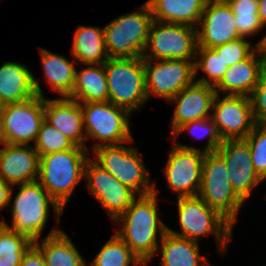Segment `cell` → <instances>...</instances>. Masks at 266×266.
Here are the masks:
<instances>
[{"label":"cell","instance_id":"cell-44","mask_svg":"<svg viewBox=\"0 0 266 266\" xmlns=\"http://www.w3.org/2000/svg\"><path fill=\"white\" fill-rule=\"evenodd\" d=\"M2 107H3V105H2L1 102H0V111H2Z\"/></svg>","mask_w":266,"mask_h":266},{"label":"cell","instance_id":"cell-11","mask_svg":"<svg viewBox=\"0 0 266 266\" xmlns=\"http://www.w3.org/2000/svg\"><path fill=\"white\" fill-rule=\"evenodd\" d=\"M194 63L193 61L168 59L152 65L151 59H144L147 96L150 97L153 93L170 100L194 82Z\"/></svg>","mask_w":266,"mask_h":266},{"label":"cell","instance_id":"cell-14","mask_svg":"<svg viewBox=\"0 0 266 266\" xmlns=\"http://www.w3.org/2000/svg\"><path fill=\"white\" fill-rule=\"evenodd\" d=\"M218 96L214 97L212 108L215 112L211 117L222 140L245 139L257 123L249 96L228 94L222 100Z\"/></svg>","mask_w":266,"mask_h":266},{"label":"cell","instance_id":"cell-3","mask_svg":"<svg viewBox=\"0 0 266 266\" xmlns=\"http://www.w3.org/2000/svg\"><path fill=\"white\" fill-rule=\"evenodd\" d=\"M104 69L111 104L131 113L148 100L143 57L108 58Z\"/></svg>","mask_w":266,"mask_h":266},{"label":"cell","instance_id":"cell-38","mask_svg":"<svg viewBox=\"0 0 266 266\" xmlns=\"http://www.w3.org/2000/svg\"><path fill=\"white\" fill-rule=\"evenodd\" d=\"M19 266H46L41 251L32 244L24 253Z\"/></svg>","mask_w":266,"mask_h":266},{"label":"cell","instance_id":"cell-31","mask_svg":"<svg viewBox=\"0 0 266 266\" xmlns=\"http://www.w3.org/2000/svg\"><path fill=\"white\" fill-rule=\"evenodd\" d=\"M227 3L233 11L236 29L240 37L252 35L262 29L258 14V0Z\"/></svg>","mask_w":266,"mask_h":266},{"label":"cell","instance_id":"cell-22","mask_svg":"<svg viewBox=\"0 0 266 266\" xmlns=\"http://www.w3.org/2000/svg\"><path fill=\"white\" fill-rule=\"evenodd\" d=\"M260 57L256 59L253 52L248 58L230 66L221 81L215 86L221 91H230L229 95L248 96L258 83L261 67L266 62V58L259 47Z\"/></svg>","mask_w":266,"mask_h":266},{"label":"cell","instance_id":"cell-42","mask_svg":"<svg viewBox=\"0 0 266 266\" xmlns=\"http://www.w3.org/2000/svg\"><path fill=\"white\" fill-rule=\"evenodd\" d=\"M258 47H260L261 52L263 53V55L266 58V35L263 37V39H261L259 41V43L257 44Z\"/></svg>","mask_w":266,"mask_h":266},{"label":"cell","instance_id":"cell-2","mask_svg":"<svg viewBox=\"0 0 266 266\" xmlns=\"http://www.w3.org/2000/svg\"><path fill=\"white\" fill-rule=\"evenodd\" d=\"M86 151V148L76 146L40 156L37 181L62 209L85 175Z\"/></svg>","mask_w":266,"mask_h":266},{"label":"cell","instance_id":"cell-37","mask_svg":"<svg viewBox=\"0 0 266 266\" xmlns=\"http://www.w3.org/2000/svg\"><path fill=\"white\" fill-rule=\"evenodd\" d=\"M254 119L266 123V62L261 67L258 83L249 96Z\"/></svg>","mask_w":266,"mask_h":266},{"label":"cell","instance_id":"cell-7","mask_svg":"<svg viewBox=\"0 0 266 266\" xmlns=\"http://www.w3.org/2000/svg\"><path fill=\"white\" fill-rule=\"evenodd\" d=\"M178 209L182 233L170 228H167V232L196 242L201 235L215 233L216 241L220 244L218 246L226 248L233 225L200 196L178 197Z\"/></svg>","mask_w":266,"mask_h":266},{"label":"cell","instance_id":"cell-16","mask_svg":"<svg viewBox=\"0 0 266 266\" xmlns=\"http://www.w3.org/2000/svg\"><path fill=\"white\" fill-rule=\"evenodd\" d=\"M217 152L225 161L234 192L245 201L250 197L251 189L263 181L254 169L247 140H223Z\"/></svg>","mask_w":266,"mask_h":266},{"label":"cell","instance_id":"cell-28","mask_svg":"<svg viewBox=\"0 0 266 266\" xmlns=\"http://www.w3.org/2000/svg\"><path fill=\"white\" fill-rule=\"evenodd\" d=\"M42 63L48 83L53 90L69 97L75 84V67L66 58L40 48Z\"/></svg>","mask_w":266,"mask_h":266},{"label":"cell","instance_id":"cell-40","mask_svg":"<svg viewBox=\"0 0 266 266\" xmlns=\"http://www.w3.org/2000/svg\"><path fill=\"white\" fill-rule=\"evenodd\" d=\"M259 5V18L261 21L262 26L266 24V0H258Z\"/></svg>","mask_w":266,"mask_h":266},{"label":"cell","instance_id":"cell-13","mask_svg":"<svg viewBox=\"0 0 266 266\" xmlns=\"http://www.w3.org/2000/svg\"><path fill=\"white\" fill-rule=\"evenodd\" d=\"M165 166L169 187L180 192L178 197L196 196L201 184L202 163L205 156L199 149L175 144Z\"/></svg>","mask_w":266,"mask_h":266},{"label":"cell","instance_id":"cell-26","mask_svg":"<svg viewBox=\"0 0 266 266\" xmlns=\"http://www.w3.org/2000/svg\"><path fill=\"white\" fill-rule=\"evenodd\" d=\"M88 67L81 72L75 70V84L72 94L68 97L79 103L106 102L109 98L104 64Z\"/></svg>","mask_w":266,"mask_h":266},{"label":"cell","instance_id":"cell-17","mask_svg":"<svg viewBox=\"0 0 266 266\" xmlns=\"http://www.w3.org/2000/svg\"><path fill=\"white\" fill-rule=\"evenodd\" d=\"M199 22L198 47L214 48L240 38L233 11L224 0H208Z\"/></svg>","mask_w":266,"mask_h":266},{"label":"cell","instance_id":"cell-43","mask_svg":"<svg viewBox=\"0 0 266 266\" xmlns=\"http://www.w3.org/2000/svg\"><path fill=\"white\" fill-rule=\"evenodd\" d=\"M225 2H241V1H255V0H224Z\"/></svg>","mask_w":266,"mask_h":266},{"label":"cell","instance_id":"cell-9","mask_svg":"<svg viewBox=\"0 0 266 266\" xmlns=\"http://www.w3.org/2000/svg\"><path fill=\"white\" fill-rule=\"evenodd\" d=\"M159 27H156L157 25ZM151 54L144 53L143 59L192 60L198 56L197 29L184 24L163 23L154 20L151 24L147 46Z\"/></svg>","mask_w":266,"mask_h":266},{"label":"cell","instance_id":"cell-5","mask_svg":"<svg viewBox=\"0 0 266 266\" xmlns=\"http://www.w3.org/2000/svg\"><path fill=\"white\" fill-rule=\"evenodd\" d=\"M20 191L12 206V227L5 221H0L9 229L26 235L31 241L38 240L48 218L49 203L53 205L56 217L59 219L62 208L50 197L49 193L36 180L19 184Z\"/></svg>","mask_w":266,"mask_h":266},{"label":"cell","instance_id":"cell-1","mask_svg":"<svg viewBox=\"0 0 266 266\" xmlns=\"http://www.w3.org/2000/svg\"><path fill=\"white\" fill-rule=\"evenodd\" d=\"M155 193L157 192L139 196L116 220L124 221L123 230L117 231L116 234L144 265L159 250L156 239L157 230H160V236L162 237L168 228L158 218Z\"/></svg>","mask_w":266,"mask_h":266},{"label":"cell","instance_id":"cell-39","mask_svg":"<svg viewBox=\"0 0 266 266\" xmlns=\"http://www.w3.org/2000/svg\"><path fill=\"white\" fill-rule=\"evenodd\" d=\"M12 185L7 183L3 178L0 177V210L5 206H9V202L12 198Z\"/></svg>","mask_w":266,"mask_h":266},{"label":"cell","instance_id":"cell-4","mask_svg":"<svg viewBox=\"0 0 266 266\" xmlns=\"http://www.w3.org/2000/svg\"><path fill=\"white\" fill-rule=\"evenodd\" d=\"M140 9L142 11L123 15L104 26L109 58L143 57L154 18L147 2Z\"/></svg>","mask_w":266,"mask_h":266},{"label":"cell","instance_id":"cell-33","mask_svg":"<svg viewBox=\"0 0 266 266\" xmlns=\"http://www.w3.org/2000/svg\"><path fill=\"white\" fill-rule=\"evenodd\" d=\"M249 144L252 163L257 174L266 179V123H256L245 138Z\"/></svg>","mask_w":266,"mask_h":266},{"label":"cell","instance_id":"cell-36","mask_svg":"<svg viewBox=\"0 0 266 266\" xmlns=\"http://www.w3.org/2000/svg\"><path fill=\"white\" fill-rule=\"evenodd\" d=\"M185 129H189L190 132H193L194 129H199L200 131L206 130L205 136L208 134L209 138H208L207 147H205V150L203 151L204 153L216 152L218 147L223 142V140H222V138L218 132L217 126L215 125L212 117H208L206 119H200V120H195L192 122L185 123L182 126H180L173 134L179 135ZM195 132H193V134H194V136L195 135L197 136V134H195ZM201 137H203V136H201Z\"/></svg>","mask_w":266,"mask_h":266},{"label":"cell","instance_id":"cell-18","mask_svg":"<svg viewBox=\"0 0 266 266\" xmlns=\"http://www.w3.org/2000/svg\"><path fill=\"white\" fill-rule=\"evenodd\" d=\"M210 83L206 78L194 81L170 99L177 103L172 117V133L185 123L211 117L208 113L219 92Z\"/></svg>","mask_w":266,"mask_h":266},{"label":"cell","instance_id":"cell-12","mask_svg":"<svg viewBox=\"0 0 266 266\" xmlns=\"http://www.w3.org/2000/svg\"><path fill=\"white\" fill-rule=\"evenodd\" d=\"M45 98L36 95L29 100L2 107V117L8 144L28 145L36 142L41 124L45 120Z\"/></svg>","mask_w":266,"mask_h":266},{"label":"cell","instance_id":"cell-6","mask_svg":"<svg viewBox=\"0 0 266 266\" xmlns=\"http://www.w3.org/2000/svg\"><path fill=\"white\" fill-rule=\"evenodd\" d=\"M198 196L217 210L232 225L243 200L234 192L223 157L216 152L205 153Z\"/></svg>","mask_w":266,"mask_h":266},{"label":"cell","instance_id":"cell-32","mask_svg":"<svg viewBox=\"0 0 266 266\" xmlns=\"http://www.w3.org/2000/svg\"><path fill=\"white\" fill-rule=\"evenodd\" d=\"M76 146L72 140L44 120L41 124L34 149L40 157L54 152L73 149Z\"/></svg>","mask_w":266,"mask_h":266},{"label":"cell","instance_id":"cell-23","mask_svg":"<svg viewBox=\"0 0 266 266\" xmlns=\"http://www.w3.org/2000/svg\"><path fill=\"white\" fill-rule=\"evenodd\" d=\"M208 0H148L154 20L163 23H199Z\"/></svg>","mask_w":266,"mask_h":266},{"label":"cell","instance_id":"cell-41","mask_svg":"<svg viewBox=\"0 0 266 266\" xmlns=\"http://www.w3.org/2000/svg\"><path fill=\"white\" fill-rule=\"evenodd\" d=\"M0 144L6 145L7 143V138L5 135V128H4V123H3V117L0 111Z\"/></svg>","mask_w":266,"mask_h":266},{"label":"cell","instance_id":"cell-8","mask_svg":"<svg viewBox=\"0 0 266 266\" xmlns=\"http://www.w3.org/2000/svg\"><path fill=\"white\" fill-rule=\"evenodd\" d=\"M99 164L104 170L112 174L119 182L133 190L140 192V196L155 192L154 185H148V171L135 149L123 145H106L98 143L93 146ZM142 186V187H141Z\"/></svg>","mask_w":266,"mask_h":266},{"label":"cell","instance_id":"cell-10","mask_svg":"<svg viewBox=\"0 0 266 266\" xmlns=\"http://www.w3.org/2000/svg\"><path fill=\"white\" fill-rule=\"evenodd\" d=\"M84 130L94 139L106 141V145H120L131 142L128 116L129 112L109 101L80 103ZM109 142V143H108Z\"/></svg>","mask_w":266,"mask_h":266},{"label":"cell","instance_id":"cell-25","mask_svg":"<svg viewBox=\"0 0 266 266\" xmlns=\"http://www.w3.org/2000/svg\"><path fill=\"white\" fill-rule=\"evenodd\" d=\"M72 50V56L79 62L87 65L104 64L109 58L105 46L104 28L79 26L74 36Z\"/></svg>","mask_w":266,"mask_h":266},{"label":"cell","instance_id":"cell-24","mask_svg":"<svg viewBox=\"0 0 266 266\" xmlns=\"http://www.w3.org/2000/svg\"><path fill=\"white\" fill-rule=\"evenodd\" d=\"M33 244L41 251L46 266H87L71 239L58 229H54L39 243Z\"/></svg>","mask_w":266,"mask_h":266},{"label":"cell","instance_id":"cell-30","mask_svg":"<svg viewBox=\"0 0 266 266\" xmlns=\"http://www.w3.org/2000/svg\"><path fill=\"white\" fill-rule=\"evenodd\" d=\"M132 262L134 266L139 264L144 265L126 243L115 233L103 245L91 266H129Z\"/></svg>","mask_w":266,"mask_h":266},{"label":"cell","instance_id":"cell-19","mask_svg":"<svg viewBox=\"0 0 266 266\" xmlns=\"http://www.w3.org/2000/svg\"><path fill=\"white\" fill-rule=\"evenodd\" d=\"M39 160L38 153L30 145L6 144L0 149V177L11 185L36 181Z\"/></svg>","mask_w":266,"mask_h":266},{"label":"cell","instance_id":"cell-20","mask_svg":"<svg viewBox=\"0 0 266 266\" xmlns=\"http://www.w3.org/2000/svg\"><path fill=\"white\" fill-rule=\"evenodd\" d=\"M45 120L58 131L72 140L77 146L85 147L83 115L80 103L68 97L46 100L44 104ZM83 133V134H82Z\"/></svg>","mask_w":266,"mask_h":266},{"label":"cell","instance_id":"cell-15","mask_svg":"<svg viewBox=\"0 0 266 266\" xmlns=\"http://www.w3.org/2000/svg\"><path fill=\"white\" fill-rule=\"evenodd\" d=\"M85 177L92 195L116 221L136 199L135 192L119 182L96 161L88 159Z\"/></svg>","mask_w":266,"mask_h":266},{"label":"cell","instance_id":"cell-34","mask_svg":"<svg viewBox=\"0 0 266 266\" xmlns=\"http://www.w3.org/2000/svg\"><path fill=\"white\" fill-rule=\"evenodd\" d=\"M196 53L201 57L199 62L194 63L195 76L197 70L201 68L213 81L211 86L215 87L229 67L213 48L197 47Z\"/></svg>","mask_w":266,"mask_h":266},{"label":"cell","instance_id":"cell-27","mask_svg":"<svg viewBox=\"0 0 266 266\" xmlns=\"http://www.w3.org/2000/svg\"><path fill=\"white\" fill-rule=\"evenodd\" d=\"M161 239L162 264L161 266H200L208 265L204 257L199 255L196 241L181 238L166 232Z\"/></svg>","mask_w":266,"mask_h":266},{"label":"cell","instance_id":"cell-35","mask_svg":"<svg viewBox=\"0 0 266 266\" xmlns=\"http://www.w3.org/2000/svg\"><path fill=\"white\" fill-rule=\"evenodd\" d=\"M250 43L244 40V37H240L234 41L219 45L213 49L219 56L222 57L225 64L230 67L248 58L253 52L259 51V47L256 45L254 48H250Z\"/></svg>","mask_w":266,"mask_h":266},{"label":"cell","instance_id":"cell-21","mask_svg":"<svg viewBox=\"0 0 266 266\" xmlns=\"http://www.w3.org/2000/svg\"><path fill=\"white\" fill-rule=\"evenodd\" d=\"M42 90L31 72L20 63L5 62L0 68V102L7 105L35 97Z\"/></svg>","mask_w":266,"mask_h":266},{"label":"cell","instance_id":"cell-29","mask_svg":"<svg viewBox=\"0 0 266 266\" xmlns=\"http://www.w3.org/2000/svg\"><path fill=\"white\" fill-rule=\"evenodd\" d=\"M33 244L26 235L0 223V266H19L26 250Z\"/></svg>","mask_w":266,"mask_h":266}]
</instances>
